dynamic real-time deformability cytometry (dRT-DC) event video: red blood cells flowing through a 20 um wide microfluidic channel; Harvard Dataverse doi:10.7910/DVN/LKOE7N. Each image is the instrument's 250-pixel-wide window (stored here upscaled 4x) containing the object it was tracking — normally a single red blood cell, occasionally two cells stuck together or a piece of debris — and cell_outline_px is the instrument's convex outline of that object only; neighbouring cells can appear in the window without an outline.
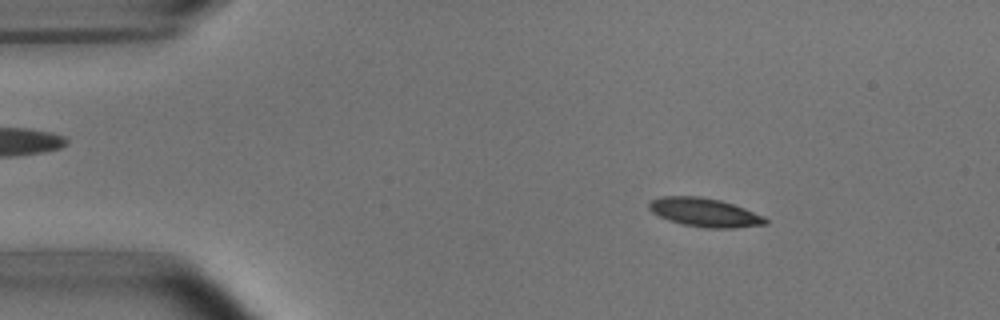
{"species": "common noctule bat (a hibernating species)", "species_latin": "Nyctalus noctula", "temperature_condition": "room temperature", "stored_images_in_passage": 52, "camera_frame_rate_fps": 3000, "um_per_image_px": 0.085, "animal": {"sex": "male", "body_mass_g": 15.6}, "frame": {"image": 1, "passage_image": 7, "time_ms": 2.0, "image_size_px": [1000, 320], "cell_outline_px": [[768, 224], [736, 228], [704, 228], [684, 224], [668, 220], [652, 212], [648, 208], [648, 204], [652, 200], [660, 196], [700, 196], [720, 200], [744, 208], [764, 216], [768, 220]], "centroid_in_image_um": [59.9, 18.06], "position_along_channel_um": 25.1, "area_um2": 19.48}}
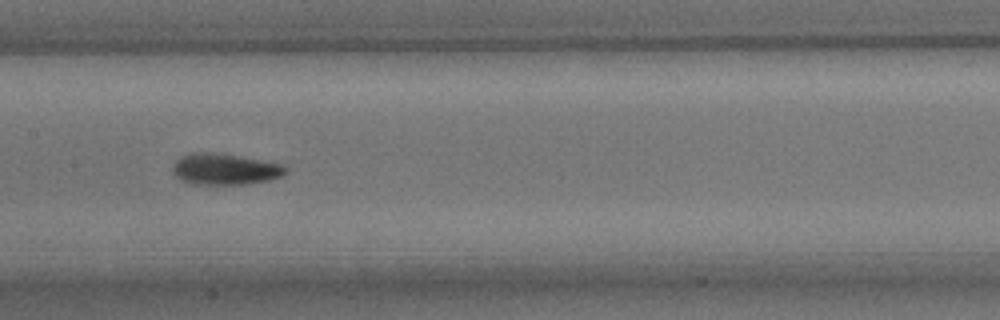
{"frame": {"image": 2, "passage_image": 25, "time_ms": 8.0, "image_size_px": [1000, 320], "cell_outline_px": [[288, 172], [284, 176], [268, 180], [244, 184], [188, 184], [180, 180], [172, 172], [172, 168], [176, 160], [180, 156], [196, 152], [216, 152], [240, 156], [284, 164], [288, 168]], "centroid_in_image_um": [19.13, 14.37], "position_along_channel_um": 188.3, "area_um2": 20.87}}
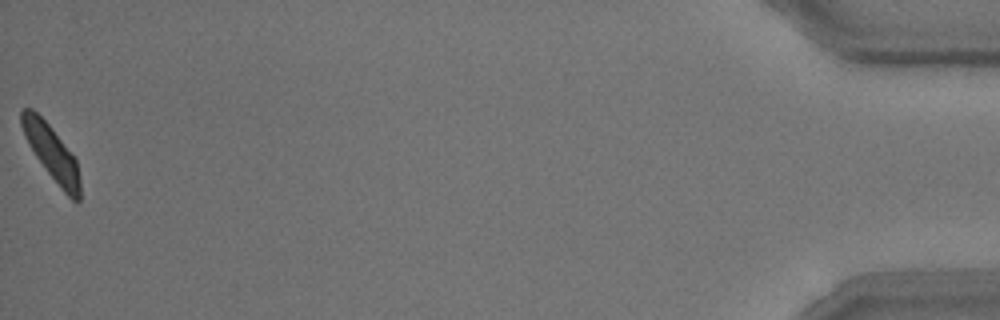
{"frame": {"image": 3, "passage_image": 52, "time_ms": 17.0, "image_size_px": [1000, 320], "cell_outline_px": [[80, 200], [72, 200], [60, 188], [36, 156], [28, 144], [24, 136], [20, 124], [20, 112], [24, 108], [32, 108], [48, 124], [76, 160], [80, 180]], "centroid_in_image_um": [4.36, 12.97], "position_along_channel_um": 430.8, "area_um2": 18.21}, "authors_computed_cell_mechanics": {"area_um2": 19.3341, "velocity_mm_per_s": 3.7733, "shape_relaxation_time_tau1_ms": 2.8016, "shape_relaxation_time_tau2_ms": 2.1906, "deformation_change_tau1": 0.12, "deformation_change_tau2": 0.0896}}